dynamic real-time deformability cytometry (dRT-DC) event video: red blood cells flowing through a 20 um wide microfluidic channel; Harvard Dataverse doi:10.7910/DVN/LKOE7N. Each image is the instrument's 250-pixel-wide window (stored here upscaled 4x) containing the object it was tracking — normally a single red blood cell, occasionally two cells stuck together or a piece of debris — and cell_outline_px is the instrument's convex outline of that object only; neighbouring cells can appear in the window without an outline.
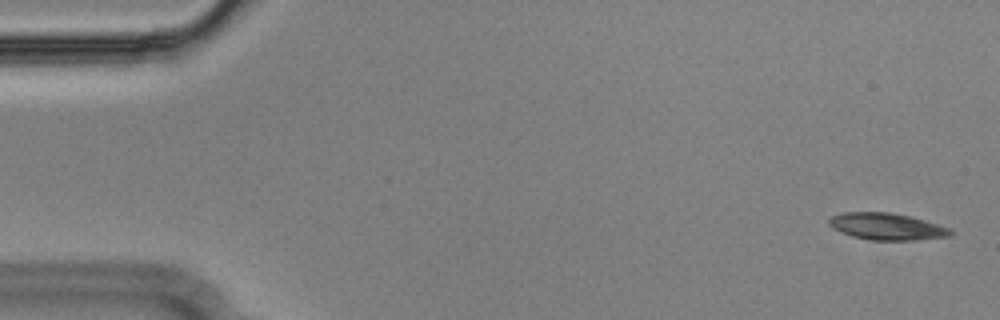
{"species": "Egyptian fruit bat (a non-hibernating species)", "species_latin": "Rousettus aegyptiacus", "temperature_condition": "cold", "stored_images_in_passage": 55, "camera_frame_rate_fps": 3000, "um_per_image_px": 0.085, "animal": {"sex": "male"}, "frame": {"image": 1, "passage_image": 2, "time_ms": 0.333, "image_size_px": [1000, 320], "cell_outline_px": [[952, 236], [912, 240], [872, 240], [852, 236], [840, 232], [832, 228], [828, 224], [828, 220], [832, 216], [844, 212], [888, 212], [912, 216], [952, 228]], "centroid_in_image_um": [75.39, 19.25], "position_along_channel_um": 9.6, "area_um2": 19.13}}
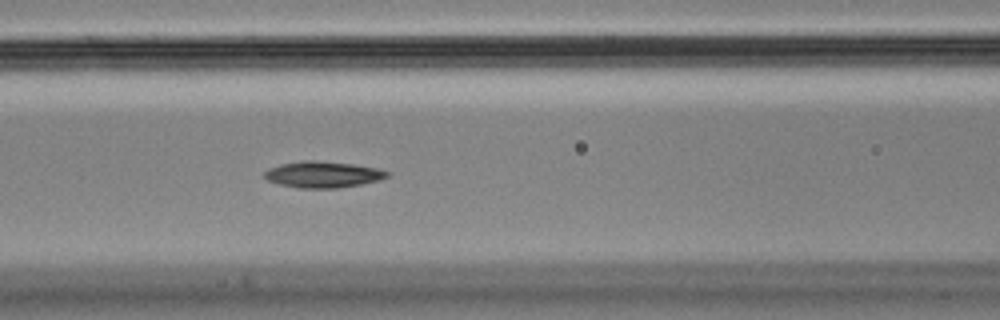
{"frame": {"image": 2, "passage_image": 23, "time_ms": 7.333, "image_size_px": [1000, 320], "cell_outline_px": [[392, 172], [388, 176], [380, 180], [360, 184], [336, 188], [300, 188], [276, 184], [268, 180], [264, 176], [264, 172], [268, 168], [280, 164], [304, 160], [316, 160], [352, 164], [376, 168]], "centroid_in_image_um": [27.43, 14.83], "position_along_channel_um": 139.2, "area_um2": 18.84}}
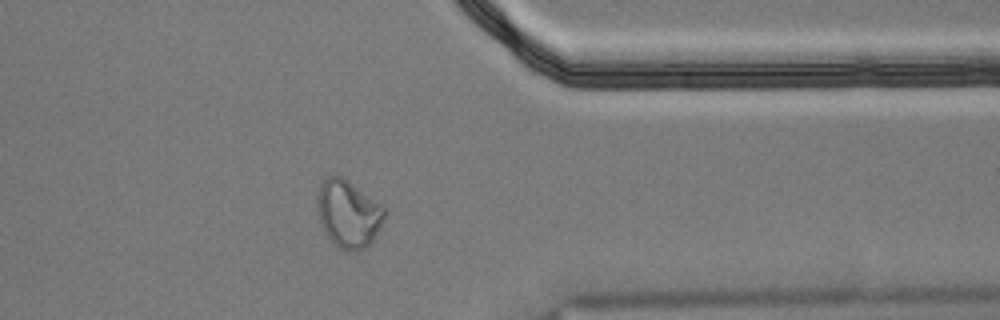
{"frame": {"image": 3, "passage_image": 44, "time_ms": 14.333, "image_size_px": [1000, 320], "cell_outline_px": [[388, 212], [380, 228], [372, 240], [364, 248], [356, 252], [348, 252], [332, 244], [320, 220], [316, 204], [316, 196], [320, 184], [328, 176], [340, 176], [348, 180], [380, 204]], "centroid_in_image_um": [29.61, 18.18], "position_along_channel_um": 381.8, "area_um2": 26.41}}